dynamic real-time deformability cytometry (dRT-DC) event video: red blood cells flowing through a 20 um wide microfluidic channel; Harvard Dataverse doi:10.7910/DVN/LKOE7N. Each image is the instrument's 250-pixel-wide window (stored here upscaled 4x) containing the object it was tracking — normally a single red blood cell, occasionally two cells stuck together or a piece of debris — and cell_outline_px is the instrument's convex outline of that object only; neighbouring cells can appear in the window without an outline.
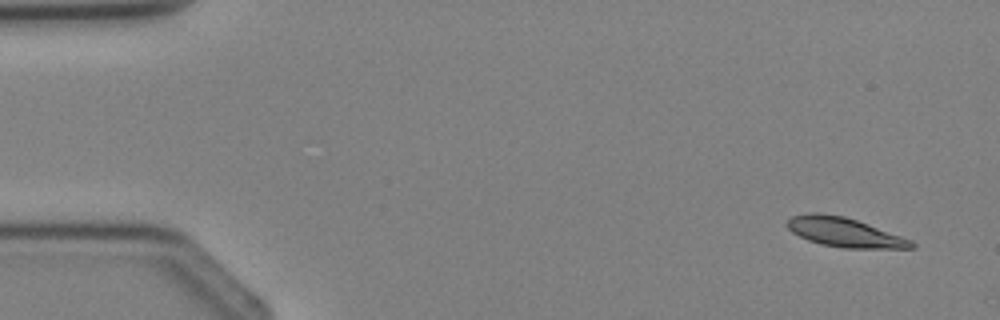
{"species": "Egyptian fruit bat (a non-hibernating species)", "species_latin": "Rousettus aegyptiacus", "temperature_condition": "cold", "stored_images_in_passage": 4, "camera_frame_rate_fps": 3000, "um_per_image_px": 0.085, "animal": {"sex": "female"}, "frame": {"image": 1, "passage_image": 1, "time_ms": 0.0, "image_size_px": [1000, 320], "cell_outline_px": [[916, 248], [844, 248], [820, 244], [808, 240], [792, 232], [784, 224], [792, 216], [808, 212], [820, 212], [844, 216], [868, 224], [912, 240], [916, 244]], "centroid_in_image_um": [71.75, 19.73], "position_along_channel_um": 13.2, "area_um2": 21.27}}
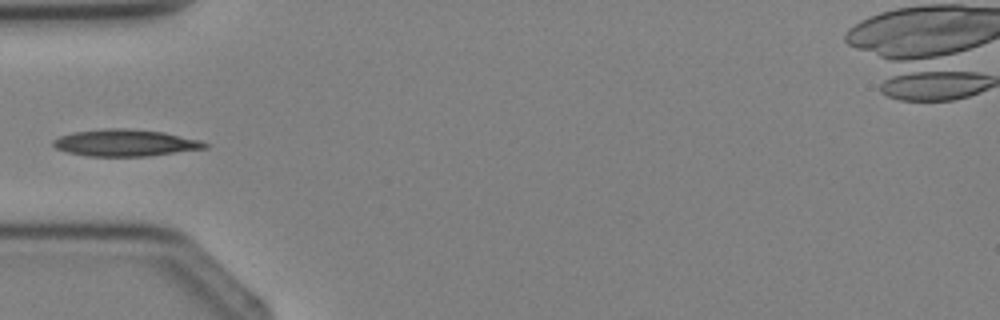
{"frame": {"image": 2, "passage_image": 4, "time_ms": 3.333, "image_size_px": [1000, 320], "cell_outline_px": [[208, 148], [148, 156], [88, 156], [68, 152], [56, 148], [52, 144], [52, 140], [60, 136], [72, 132], [100, 128], [128, 128], [164, 132], [200, 140], [208, 144]], "centroid_in_image_um": [10.63, 12.13], "position_along_channel_um": 74.4, "area_um2": 23.81}}